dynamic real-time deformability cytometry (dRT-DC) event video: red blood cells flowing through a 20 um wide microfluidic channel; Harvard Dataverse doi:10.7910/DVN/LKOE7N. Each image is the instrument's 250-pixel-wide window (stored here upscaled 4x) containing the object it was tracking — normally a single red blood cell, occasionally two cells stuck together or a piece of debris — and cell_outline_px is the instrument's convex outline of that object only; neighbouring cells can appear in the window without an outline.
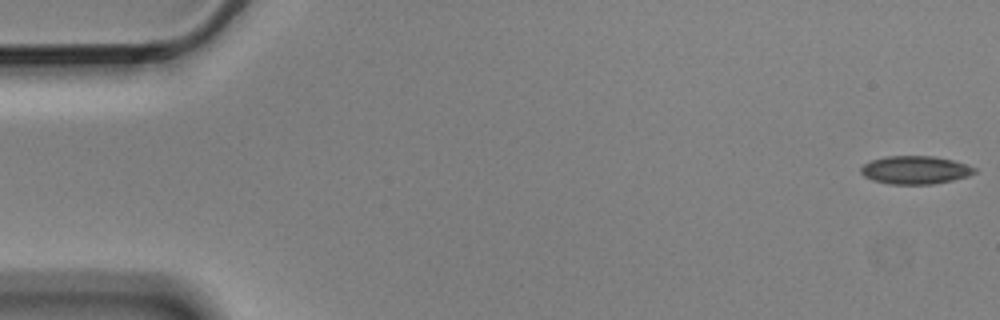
{"species": "Egyptian fruit bat (a non-hibernating species)", "species_latin": "Rousettus aegyptiacus", "temperature_condition": "cold", "stored_images_in_passage": 6, "segment_of_instrument_passage": [2, 2], "camera_frame_rate_fps": 3000, "um_per_image_px": 0.085, "animal": {"sex": "male"}, "frame": {"image": 1, "passage_image": 6, "time_ms": 1.667, "image_size_px": [1000, 320], "cell_outline_px": [[976, 172], [968, 176], [952, 180], [932, 184], [888, 184], [872, 180], [864, 176], [860, 172], [860, 168], [864, 164], [872, 160], [884, 156], [932, 156], [952, 160], [976, 168]], "centroid_in_image_um": [77.76, 14.45], "position_along_channel_um": 7.2, "area_um2": 18.55}}